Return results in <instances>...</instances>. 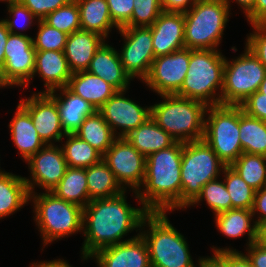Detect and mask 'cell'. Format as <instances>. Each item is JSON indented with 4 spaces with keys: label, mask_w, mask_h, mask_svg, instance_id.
<instances>
[{
    "label": "cell",
    "mask_w": 266,
    "mask_h": 267,
    "mask_svg": "<svg viewBox=\"0 0 266 267\" xmlns=\"http://www.w3.org/2000/svg\"><path fill=\"white\" fill-rule=\"evenodd\" d=\"M125 192L110 198L93 199L83 208L82 231L86 238L81 254L84 260L103 248L137 237L121 240L126 233L142 228L143 218L149 211L130 206Z\"/></svg>",
    "instance_id": "1"
},
{
    "label": "cell",
    "mask_w": 266,
    "mask_h": 267,
    "mask_svg": "<svg viewBox=\"0 0 266 267\" xmlns=\"http://www.w3.org/2000/svg\"><path fill=\"white\" fill-rule=\"evenodd\" d=\"M183 142L159 150L146 157L143 186L135 193L149 212H168L181 209V160Z\"/></svg>",
    "instance_id": "2"
},
{
    "label": "cell",
    "mask_w": 266,
    "mask_h": 267,
    "mask_svg": "<svg viewBox=\"0 0 266 267\" xmlns=\"http://www.w3.org/2000/svg\"><path fill=\"white\" fill-rule=\"evenodd\" d=\"M163 102L151 106V118L176 142L204 138L206 106L203 102L173 95H160Z\"/></svg>",
    "instance_id": "3"
},
{
    "label": "cell",
    "mask_w": 266,
    "mask_h": 267,
    "mask_svg": "<svg viewBox=\"0 0 266 267\" xmlns=\"http://www.w3.org/2000/svg\"><path fill=\"white\" fill-rule=\"evenodd\" d=\"M224 66L225 57L217 49H190L188 71L175 95L203 102L206 106L221 105L216 91L222 92Z\"/></svg>",
    "instance_id": "4"
},
{
    "label": "cell",
    "mask_w": 266,
    "mask_h": 267,
    "mask_svg": "<svg viewBox=\"0 0 266 267\" xmlns=\"http://www.w3.org/2000/svg\"><path fill=\"white\" fill-rule=\"evenodd\" d=\"M147 225L149 230L139 233L147 243L151 267H195L186 239L170 224L166 212H149L141 227Z\"/></svg>",
    "instance_id": "5"
},
{
    "label": "cell",
    "mask_w": 266,
    "mask_h": 267,
    "mask_svg": "<svg viewBox=\"0 0 266 267\" xmlns=\"http://www.w3.org/2000/svg\"><path fill=\"white\" fill-rule=\"evenodd\" d=\"M229 12L224 0H197L184 12L185 48L216 50L221 43Z\"/></svg>",
    "instance_id": "6"
},
{
    "label": "cell",
    "mask_w": 266,
    "mask_h": 267,
    "mask_svg": "<svg viewBox=\"0 0 266 267\" xmlns=\"http://www.w3.org/2000/svg\"><path fill=\"white\" fill-rule=\"evenodd\" d=\"M226 166L204 139L184 143L181 160V209L189 207L201 193L202 187L217 179Z\"/></svg>",
    "instance_id": "7"
},
{
    "label": "cell",
    "mask_w": 266,
    "mask_h": 267,
    "mask_svg": "<svg viewBox=\"0 0 266 267\" xmlns=\"http://www.w3.org/2000/svg\"><path fill=\"white\" fill-rule=\"evenodd\" d=\"M34 203V220L44 246L82 230L83 208L56 197L52 192L30 193Z\"/></svg>",
    "instance_id": "8"
},
{
    "label": "cell",
    "mask_w": 266,
    "mask_h": 267,
    "mask_svg": "<svg viewBox=\"0 0 266 267\" xmlns=\"http://www.w3.org/2000/svg\"><path fill=\"white\" fill-rule=\"evenodd\" d=\"M204 140L216 155L230 166L242 153L239 130V106H208Z\"/></svg>",
    "instance_id": "9"
},
{
    "label": "cell",
    "mask_w": 266,
    "mask_h": 267,
    "mask_svg": "<svg viewBox=\"0 0 266 267\" xmlns=\"http://www.w3.org/2000/svg\"><path fill=\"white\" fill-rule=\"evenodd\" d=\"M266 74V67L246 46L237 59L227 61L225 57L221 105L240 106L255 93Z\"/></svg>",
    "instance_id": "10"
},
{
    "label": "cell",
    "mask_w": 266,
    "mask_h": 267,
    "mask_svg": "<svg viewBox=\"0 0 266 267\" xmlns=\"http://www.w3.org/2000/svg\"><path fill=\"white\" fill-rule=\"evenodd\" d=\"M103 160L114 173L117 182L124 188L138 191L145 178L146 157L125 137H117L103 155ZM123 184V185H122Z\"/></svg>",
    "instance_id": "11"
},
{
    "label": "cell",
    "mask_w": 266,
    "mask_h": 267,
    "mask_svg": "<svg viewBox=\"0 0 266 267\" xmlns=\"http://www.w3.org/2000/svg\"><path fill=\"white\" fill-rule=\"evenodd\" d=\"M118 30L125 40L123 49L119 53L121 63L132 79L137 76L143 81L156 58L152 46L151 28L122 27Z\"/></svg>",
    "instance_id": "12"
},
{
    "label": "cell",
    "mask_w": 266,
    "mask_h": 267,
    "mask_svg": "<svg viewBox=\"0 0 266 267\" xmlns=\"http://www.w3.org/2000/svg\"><path fill=\"white\" fill-rule=\"evenodd\" d=\"M5 65L1 71L9 85L27 87L34 78L35 54L33 38L25 34L9 33L5 45Z\"/></svg>",
    "instance_id": "13"
},
{
    "label": "cell",
    "mask_w": 266,
    "mask_h": 267,
    "mask_svg": "<svg viewBox=\"0 0 266 267\" xmlns=\"http://www.w3.org/2000/svg\"><path fill=\"white\" fill-rule=\"evenodd\" d=\"M190 49L182 48L154 59L148 76L143 80L158 95L176 94L186 77Z\"/></svg>",
    "instance_id": "14"
},
{
    "label": "cell",
    "mask_w": 266,
    "mask_h": 267,
    "mask_svg": "<svg viewBox=\"0 0 266 267\" xmlns=\"http://www.w3.org/2000/svg\"><path fill=\"white\" fill-rule=\"evenodd\" d=\"M26 162L32 174L30 179L24 177L30 193L34 192L35 184L51 192L68 168L61 146L54 144H46Z\"/></svg>",
    "instance_id": "15"
},
{
    "label": "cell",
    "mask_w": 266,
    "mask_h": 267,
    "mask_svg": "<svg viewBox=\"0 0 266 267\" xmlns=\"http://www.w3.org/2000/svg\"><path fill=\"white\" fill-rule=\"evenodd\" d=\"M126 91H117L97 111L109 124L117 137H125L151 117V106L141 107L131 99L124 97ZM121 129V132L117 133Z\"/></svg>",
    "instance_id": "16"
},
{
    "label": "cell",
    "mask_w": 266,
    "mask_h": 267,
    "mask_svg": "<svg viewBox=\"0 0 266 267\" xmlns=\"http://www.w3.org/2000/svg\"><path fill=\"white\" fill-rule=\"evenodd\" d=\"M19 104L30 114L39 137L45 144L60 142L66 135L55 99L49 93L38 92Z\"/></svg>",
    "instance_id": "17"
},
{
    "label": "cell",
    "mask_w": 266,
    "mask_h": 267,
    "mask_svg": "<svg viewBox=\"0 0 266 267\" xmlns=\"http://www.w3.org/2000/svg\"><path fill=\"white\" fill-rule=\"evenodd\" d=\"M98 267H151L146 241L140 235L116 245L97 251L91 256Z\"/></svg>",
    "instance_id": "18"
},
{
    "label": "cell",
    "mask_w": 266,
    "mask_h": 267,
    "mask_svg": "<svg viewBox=\"0 0 266 267\" xmlns=\"http://www.w3.org/2000/svg\"><path fill=\"white\" fill-rule=\"evenodd\" d=\"M149 27L151 28L155 57L171 54L174 51L185 48V19L183 12L163 11Z\"/></svg>",
    "instance_id": "19"
},
{
    "label": "cell",
    "mask_w": 266,
    "mask_h": 267,
    "mask_svg": "<svg viewBox=\"0 0 266 267\" xmlns=\"http://www.w3.org/2000/svg\"><path fill=\"white\" fill-rule=\"evenodd\" d=\"M86 71L104 79L117 91H127L132 80L121 63L119 52L105 42L96 51Z\"/></svg>",
    "instance_id": "20"
},
{
    "label": "cell",
    "mask_w": 266,
    "mask_h": 267,
    "mask_svg": "<svg viewBox=\"0 0 266 267\" xmlns=\"http://www.w3.org/2000/svg\"><path fill=\"white\" fill-rule=\"evenodd\" d=\"M104 42L105 38L101 35L82 29L68 35L63 52L70 71H86L96 51Z\"/></svg>",
    "instance_id": "21"
},
{
    "label": "cell",
    "mask_w": 266,
    "mask_h": 267,
    "mask_svg": "<svg viewBox=\"0 0 266 267\" xmlns=\"http://www.w3.org/2000/svg\"><path fill=\"white\" fill-rule=\"evenodd\" d=\"M35 73H38L44 79L46 91L49 93L53 90L57 93L62 87H67L72 72L69 69L67 59L63 51H36L35 54Z\"/></svg>",
    "instance_id": "22"
},
{
    "label": "cell",
    "mask_w": 266,
    "mask_h": 267,
    "mask_svg": "<svg viewBox=\"0 0 266 267\" xmlns=\"http://www.w3.org/2000/svg\"><path fill=\"white\" fill-rule=\"evenodd\" d=\"M60 91V96L55 93V90L49 92V94L57 103L64 132L74 134L85 118L92 115L96 110L88 101L75 95L67 87L60 88Z\"/></svg>",
    "instance_id": "23"
},
{
    "label": "cell",
    "mask_w": 266,
    "mask_h": 267,
    "mask_svg": "<svg viewBox=\"0 0 266 267\" xmlns=\"http://www.w3.org/2000/svg\"><path fill=\"white\" fill-rule=\"evenodd\" d=\"M9 128L14 145L25 161L46 145L39 137L30 114L20 104Z\"/></svg>",
    "instance_id": "24"
},
{
    "label": "cell",
    "mask_w": 266,
    "mask_h": 267,
    "mask_svg": "<svg viewBox=\"0 0 266 267\" xmlns=\"http://www.w3.org/2000/svg\"><path fill=\"white\" fill-rule=\"evenodd\" d=\"M67 88L75 95L88 101L96 111L117 92L104 79L88 71L72 73Z\"/></svg>",
    "instance_id": "25"
},
{
    "label": "cell",
    "mask_w": 266,
    "mask_h": 267,
    "mask_svg": "<svg viewBox=\"0 0 266 267\" xmlns=\"http://www.w3.org/2000/svg\"><path fill=\"white\" fill-rule=\"evenodd\" d=\"M125 138L145 157L176 143V140L150 117Z\"/></svg>",
    "instance_id": "26"
},
{
    "label": "cell",
    "mask_w": 266,
    "mask_h": 267,
    "mask_svg": "<svg viewBox=\"0 0 266 267\" xmlns=\"http://www.w3.org/2000/svg\"><path fill=\"white\" fill-rule=\"evenodd\" d=\"M28 201L30 192L24 177L5 171L0 174V218L13 214Z\"/></svg>",
    "instance_id": "27"
},
{
    "label": "cell",
    "mask_w": 266,
    "mask_h": 267,
    "mask_svg": "<svg viewBox=\"0 0 266 267\" xmlns=\"http://www.w3.org/2000/svg\"><path fill=\"white\" fill-rule=\"evenodd\" d=\"M80 12L82 30L95 32L107 38L111 28L118 27L113 23L106 0H75Z\"/></svg>",
    "instance_id": "28"
},
{
    "label": "cell",
    "mask_w": 266,
    "mask_h": 267,
    "mask_svg": "<svg viewBox=\"0 0 266 267\" xmlns=\"http://www.w3.org/2000/svg\"><path fill=\"white\" fill-rule=\"evenodd\" d=\"M252 210L248 209H230L215 215V223L218 230L227 237L237 238L244 233L248 234V246L256 242L257 223L254 221Z\"/></svg>",
    "instance_id": "29"
},
{
    "label": "cell",
    "mask_w": 266,
    "mask_h": 267,
    "mask_svg": "<svg viewBox=\"0 0 266 267\" xmlns=\"http://www.w3.org/2000/svg\"><path fill=\"white\" fill-rule=\"evenodd\" d=\"M58 198L84 208L89 199L86 168L68 167L64 177L51 190Z\"/></svg>",
    "instance_id": "30"
},
{
    "label": "cell",
    "mask_w": 266,
    "mask_h": 267,
    "mask_svg": "<svg viewBox=\"0 0 266 267\" xmlns=\"http://www.w3.org/2000/svg\"><path fill=\"white\" fill-rule=\"evenodd\" d=\"M86 177L90 200L114 197L126 190L103 159L86 168Z\"/></svg>",
    "instance_id": "31"
},
{
    "label": "cell",
    "mask_w": 266,
    "mask_h": 267,
    "mask_svg": "<svg viewBox=\"0 0 266 267\" xmlns=\"http://www.w3.org/2000/svg\"><path fill=\"white\" fill-rule=\"evenodd\" d=\"M239 130L243 153L266 156V121L247 115L239 106Z\"/></svg>",
    "instance_id": "32"
},
{
    "label": "cell",
    "mask_w": 266,
    "mask_h": 267,
    "mask_svg": "<svg viewBox=\"0 0 266 267\" xmlns=\"http://www.w3.org/2000/svg\"><path fill=\"white\" fill-rule=\"evenodd\" d=\"M74 134L81 140L88 142L102 155L106 153L113 141L117 138L112 132L109 124L98 111L87 116L80 128Z\"/></svg>",
    "instance_id": "33"
},
{
    "label": "cell",
    "mask_w": 266,
    "mask_h": 267,
    "mask_svg": "<svg viewBox=\"0 0 266 267\" xmlns=\"http://www.w3.org/2000/svg\"><path fill=\"white\" fill-rule=\"evenodd\" d=\"M62 151L68 167L88 168L103 159V155L76 134H66Z\"/></svg>",
    "instance_id": "34"
},
{
    "label": "cell",
    "mask_w": 266,
    "mask_h": 267,
    "mask_svg": "<svg viewBox=\"0 0 266 267\" xmlns=\"http://www.w3.org/2000/svg\"><path fill=\"white\" fill-rule=\"evenodd\" d=\"M230 167L253 189L266 187V156L242 153Z\"/></svg>",
    "instance_id": "35"
},
{
    "label": "cell",
    "mask_w": 266,
    "mask_h": 267,
    "mask_svg": "<svg viewBox=\"0 0 266 267\" xmlns=\"http://www.w3.org/2000/svg\"><path fill=\"white\" fill-rule=\"evenodd\" d=\"M222 172L231 198V209L252 210L256 190L249 186L230 166H226Z\"/></svg>",
    "instance_id": "36"
},
{
    "label": "cell",
    "mask_w": 266,
    "mask_h": 267,
    "mask_svg": "<svg viewBox=\"0 0 266 267\" xmlns=\"http://www.w3.org/2000/svg\"><path fill=\"white\" fill-rule=\"evenodd\" d=\"M202 199L206 201L215 215L231 209L230 194L224 181H220L218 178L207 182L202 187L201 193L190 205L198 204Z\"/></svg>",
    "instance_id": "37"
},
{
    "label": "cell",
    "mask_w": 266,
    "mask_h": 267,
    "mask_svg": "<svg viewBox=\"0 0 266 267\" xmlns=\"http://www.w3.org/2000/svg\"><path fill=\"white\" fill-rule=\"evenodd\" d=\"M43 21L68 35L81 29L80 12L75 0L48 14Z\"/></svg>",
    "instance_id": "38"
},
{
    "label": "cell",
    "mask_w": 266,
    "mask_h": 267,
    "mask_svg": "<svg viewBox=\"0 0 266 267\" xmlns=\"http://www.w3.org/2000/svg\"><path fill=\"white\" fill-rule=\"evenodd\" d=\"M162 12L160 0H134L131 20L124 27H149Z\"/></svg>",
    "instance_id": "39"
},
{
    "label": "cell",
    "mask_w": 266,
    "mask_h": 267,
    "mask_svg": "<svg viewBox=\"0 0 266 267\" xmlns=\"http://www.w3.org/2000/svg\"><path fill=\"white\" fill-rule=\"evenodd\" d=\"M38 33L33 38V46L36 51H63L68 34L50 27L43 20H38Z\"/></svg>",
    "instance_id": "40"
},
{
    "label": "cell",
    "mask_w": 266,
    "mask_h": 267,
    "mask_svg": "<svg viewBox=\"0 0 266 267\" xmlns=\"http://www.w3.org/2000/svg\"><path fill=\"white\" fill-rule=\"evenodd\" d=\"M7 6V10L10 13L9 18H13L6 20L4 19V21L6 23L7 29L12 34H23L20 31H16V27L17 29L24 31L29 28L32 25L33 20L37 18L31 11L28 10L26 6H24L18 0L9 3ZM20 21L23 23V25L20 23ZM24 22H26V24Z\"/></svg>",
    "instance_id": "41"
},
{
    "label": "cell",
    "mask_w": 266,
    "mask_h": 267,
    "mask_svg": "<svg viewBox=\"0 0 266 267\" xmlns=\"http://www.w3.org/2000/svg\"><path fill=\"white\" fill-rule=\"evenodd\" d=\"M113 23L119 28L124 27L132 16L134 0H106Z\"/></svg>",
    "instance_id": "42"
},
{
    "label": "cell",
    "mask_w": 266,
    "mask_h": 267,
    "mask_svg": "<svg viewBox=\"0 0 266 267\" xmlns=\"http://www.w3.org/2000/svg\"><path fill=\"white\" fill-rule=\"evenodd\" d=\"M254 32L247 37L246 45L266 67V24H252Z\"/></svg>",
    "instance_id": "43"
},
{
    "label": "cell",
    "mask_w": 266,
    "mask_h": 267,
    "mask_svg": "<svg viewBox=\"0 0 266 267\" xmlns=\"http://www.w3.org/2000/svg\"><path fill=\"white\" fill-rule=\"evenodd\" d=\"M36 17L43 20L48 14L67 5L72 0H18Z\"/></svg>",
    "instance_id": "44"
},
{
    "label": "cell",
    "mask_w": 266,
    "mask_h": 267,
    "mask_svg": "<svg viewBox=\"0 0 266 267\" xmlns=\"http://www.w3.org/2000/svg\"><path fill=\"white\" fill-rule=\"evenodd\" d=\"M240 106L247 115L266 121V97H262V93L258 90Z\"/></svg>",
    "instance_id": "45"
},
{
    "label": "cell",
    "mask_w": 266,
    "mask_h": 267,
    "mask_svg": "<svg viewBox=\"0 0 266 267\" xmlns=\"http://www.w3.org/2000/svg\"><path fill=\"white\" fill-rule=\"evenodd\" d=\"M214 254L225 264V267H252L249 258L236 251V249L229 248H212Z\"/></svg>",
    "instance_id": "46"
},
{
    "label": "cell",
    "mask_w": 266,
    "mask_h": 267,
    "mask_svg": "<svg viewBox=\"0 0 266 267\" xmlns=\"http://www.w3.org/2000/svg\"><path fill=\"white\" fill-rule=\"evenodd\" d=\"M248 254L246 256L249 258L252 267H266V248L254 242L248 247Z\"/></svg>",
    "instance_id": "47"
},
{
    "label": "cell",
    "mask_w": 266,
    "mask_h": 267,
    "mask_svg": "<svg viewBox=\"0 0 266 267\" xmlns=\"http://www.w3.org/2000/svg\"><path fill=\"white\" fill-rule=\"evenodd\" d=\"M246 17L251 25L266 24V0H255L253 9Z\"/></svg>",
    "instance_id": "48"
},
{
    "label": "cell",
    "mask_w": 266,
    "mask_h": 267,
    "mask_svg": "<svg viewBox=\"0 0 266 267\" xmlns=\"http://www.w3.org/2000/svg\"><path fill=\"white\" fill-rule=\"evenodd\" d=\"M252 212L253 216H255V213L258 214V212L260 214L258 216V219L255 221L257 224L260 221L266 220V187H263L255 191V198H254V205L252 208Z\"/></svg>",
    "instance_id": "49"
},
{
    "label": "cell",
    "mask_w": 266,
    "mask_h": 267,
    "mask_svg": "<svg viewBox=\"0 0 266 267\" xmlns=\"http://www.w3.org/2000/svg\"><path fill=\"white\" fill-rule=\"evenodd\" d=\"M165 12H186L197 0H160Z\"/></svg>",
    "instance_id": "50"
},
{
    "label": "cell",
    "mask_w": 266,
    "mask_h": 267,
    "mask_svg": "<svg viewBox=\"0 0 266 267\" xmlns=\"http://www.w3.org/2000/svg\"><path fill=\"white\" fill-rule=\"evenodd\" d=\"M10 31L7 29L6 23L0 20V71H2L5 65V45L8 39Z\"/></svg>",
    "instance_id": "51"
},
{
    "label": "cell",
    "mask_w": 266,
    "mask_h": 267,
    "mask_svg": "<svg viewBox=\"0 0 266 267\" xmlns=\"http://www.w3.org/2000/svg\"><path fill=\"white\" fill-rule=\"evenodd\" d=\"M198 265L199 267H225V264L215 254L211 257L200 258Z\"/></svg>",
    "instance_id": "52"
},
{
    "label": "cell",
    "mask_w": 266,
    "mask_h": 267,
    "mask_svg": "<svg viewBox=\"0 0 266 267\" xmlns=\"http://www.w3.org/2000/svg\"><path fill=\"white\" fill-rule=\"evenodd\" d=\"M30 267H72L67 263L64 259H56L52 261H44V262H39V263H32Z\"/></svg>",
    "instance_id": "53"
},
{
    "label": "cell",
    "mask_w": 266,
    "mask_h": 267,
    "mask_svg": "<svg viewBox=\"0 0 266 267\" xmlns=\"http://www.w3.org/2000/svg\"><path fill=\"white\" fill-rule=\"evenodd\" d=\"M257 225L256 242L266 248V220L260 221Z\"/></svg>",
    "instance_id": "54"
},
{
    "label": "cell",
    "mask_w": 266,
    "mask_h": 267,
    "mask_svg": "<svg viewBox=\"0 0 266 267\" xmlns=\"http://www.w3.org/2000/svg\"><path fill=\"white\" fill-rule=\"evenodd\" d=\"M226 2V4L229 6L230 8V2L229 0H224ZM238 4H240L239 6L242 7L241 9L244 10L245 16L253 9L254 7V1L255 0H235Z\"/></svg>",
    "instance_id": "55"
},
{
    "label": "cell",
    "mask_w": 266,
    "mask_h": 267,
    "mask_svg": "<svg viewBox=\"0 0 266 267\" xmlns=\"http://www.w3.org/2000/svg\"><path fill=\"white\" fill-rule=\"evenodd\" d=\"M258 91L262 93V97H266V74H265L263 81L261 82L259 86Z\"/></svg>",
    "instance_id": "56"
},
{
    "label": "cell",
    "mask_w": 266,
    "mask_h": 267,
    "mask_svg": "<svg viewBox=\"0 0 266 267\" xmlns=\"http://www.w3.org/2000/svg\"><path fill=\"white\" fill-rule=\"evenodd\" d=\"M9 86L5 81H0V88Z\"/></svg>",
    "instance_id": "57"
},
{
    "label": "cell",
    "mask_w": 266,
    "mask_h": 267,
    "mask_svg": "<svg viewBox=\"0 0 266 267\" xmlns=\"http://www.w3.org/2000/svg\"><path fill=\"white\" fill-rule=\"evenodd\" d=\"M0 1H4V2H7L8 4L13 2V1H17V0H0Z\"/></svg>",
    "instance_id": "58"
},
{
    "label": "cell",
    "mask_w": 266,
    "mask_h": 267,
    "mask_svg": "<svg viewBox=\"0 0 266 267\" xmlns=\"http://www.w3.org/2000/svg\"><path fill=\"white\" fill-rule=\"evenodd\" d=\"M0 81H4L3 77L1 76V71H0Z\"/></svg>",
    "instance_id": "59"
}]
</instances>
